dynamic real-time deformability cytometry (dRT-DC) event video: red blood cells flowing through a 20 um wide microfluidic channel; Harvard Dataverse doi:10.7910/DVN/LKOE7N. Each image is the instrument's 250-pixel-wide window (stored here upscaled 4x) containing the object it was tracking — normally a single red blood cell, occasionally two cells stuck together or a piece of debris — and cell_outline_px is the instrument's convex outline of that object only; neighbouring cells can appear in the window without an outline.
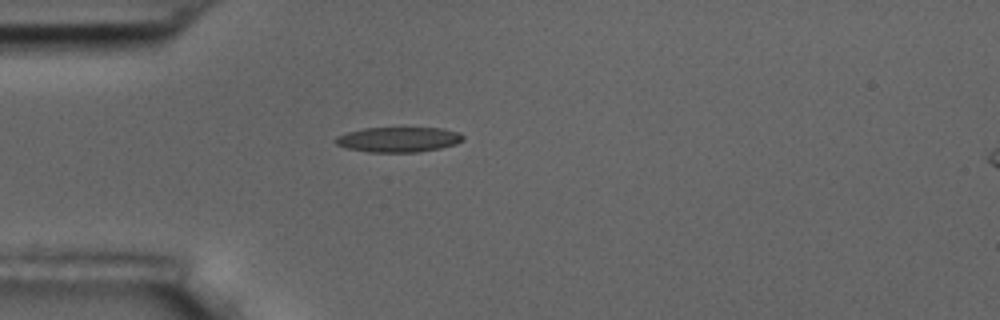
{"species": "common noctule bat (a hibernating species)", "species_latin": "Nyctalus noctula", "temperature_condition": "room temperature", "stored_images_in_passage": 2, "camera_frame_rate_fps": 3000, "um_per_image_px": 0.085, "animal": {"sex": "male", "body_mass_g": 17.5, "forearm_length_mm": 52.3}, "frame": {"image": 1, "passage_image": 1, "time_ms": 0.0, "image_size_px": [1000, 320], "cell_outline_px": [[464, 140], [456, 144], [440, 148], [416, 152], [368, 152], [348, 148], [336, 144], [332, 140], [336, 136], [348, 132], [364, 128], [444, 128], [460, 132], [464, 136]], "centroid_in_image_um": [33.88, 11.85], "position_along_channel_um": 51.1, "area_um2": 18.73}}